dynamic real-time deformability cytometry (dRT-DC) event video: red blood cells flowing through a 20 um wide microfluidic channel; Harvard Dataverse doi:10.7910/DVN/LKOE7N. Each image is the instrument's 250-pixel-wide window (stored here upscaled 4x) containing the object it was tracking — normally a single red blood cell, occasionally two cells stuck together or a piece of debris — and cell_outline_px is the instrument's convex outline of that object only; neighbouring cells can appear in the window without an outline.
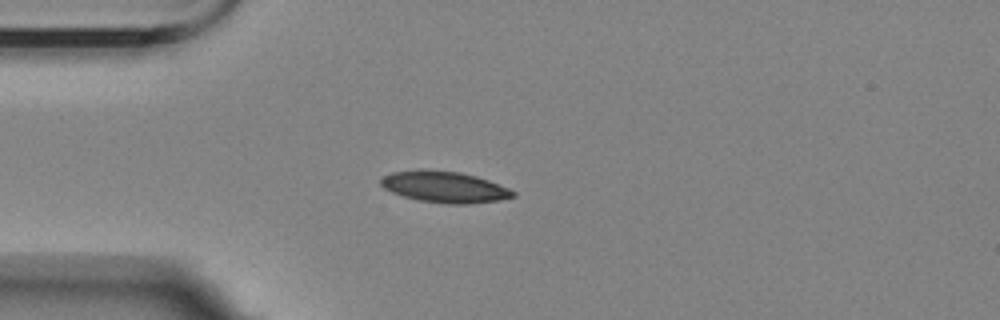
{"species": "Egyptian fruit bat (a non-hibernating species)", "species_latin": "Rousettus aegyptiacus", "temperature_condition": "room temperature", "stored_images_in_passage": 1, "camera_frame_rate_fps": 3000, "um_per_image_px": 0.085, "animal": {"sex": "female"}, "frame": {"image": 1, "passage_image": 1, "time_ms": 0.0, "image_size_px": [1000, 320], "cell_outline_px": [[516, 196], [500, 200], [468, 204], [448, 204], [420, 200], [404, 196], [392, 192], [384, 188], [380, 184], [380, 180], [384, 176], [392, 172], [420, 168], [460, 172], [476, 176], [488, 180], [508, 188], [516, 192]], "centroid_in_image_um": [37.78, 15.88], "position_along_channel_um": 47.2, "area_um2": 24.16}}